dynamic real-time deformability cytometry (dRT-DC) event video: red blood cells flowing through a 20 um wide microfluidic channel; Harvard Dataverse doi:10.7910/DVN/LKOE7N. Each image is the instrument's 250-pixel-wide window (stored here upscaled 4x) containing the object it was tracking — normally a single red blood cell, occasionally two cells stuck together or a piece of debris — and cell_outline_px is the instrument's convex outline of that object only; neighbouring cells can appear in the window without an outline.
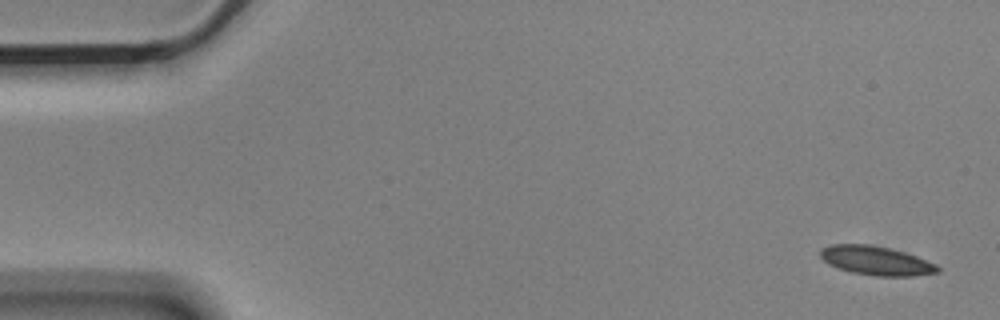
{"species": "Egyptian fruit bat (a non-hibernating species)", "species_latin": "Rousettus aegyptiacus", "temperature_condition": "cold", "stored_images_in_passage": 4, "camera_frame_rate_fps": 3000, "um_per_image_px": 0.085, "animal": {"sex": "male"}, "frame": {"image": 1, "passage_image": 1, "time_ms": 0.0, "image_size_px": [1000, 320], "cell_outline_px": [[940, 272], [912, 276], [876, 276], [852, 272], [828, 264], [820, 256], [820, 248], [832, 244], [868, 244], [888, 248], [904, 252], [916, 256], [936, 264], [940, 268]], "centroid_in_image_um": [74.47, 22.15], "position_along_channel_um": 10.5, "area_um2": 19.71}}